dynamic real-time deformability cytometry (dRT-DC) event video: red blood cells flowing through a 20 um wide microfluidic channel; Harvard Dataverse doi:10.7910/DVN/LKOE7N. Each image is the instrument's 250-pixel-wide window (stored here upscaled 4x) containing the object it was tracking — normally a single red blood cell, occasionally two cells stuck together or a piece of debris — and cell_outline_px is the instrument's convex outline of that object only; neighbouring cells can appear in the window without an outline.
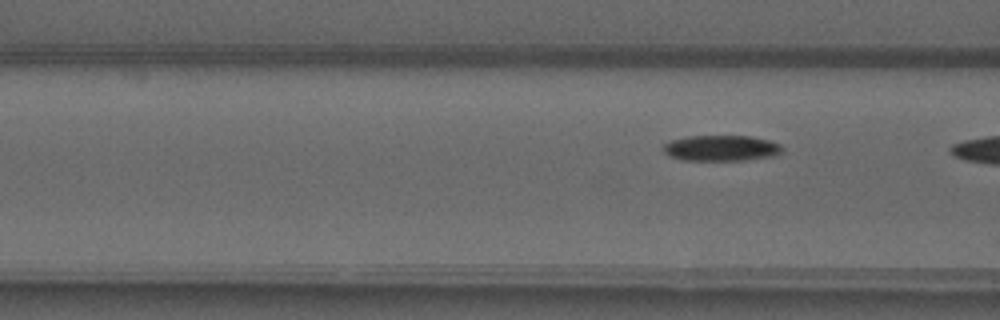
{"species": "common noctule bat (a hibernating species)", "species_latin": "Nyctalus noctula", "temperature_condition": "warm", "stored_images_in_passage": 5, "camera_frame_rate_fps": 3000, "um_per_image_px": 0.085, "animal": {"sex": "male", "forearm_length_mm": 52.5}, "frame": {"image": 1, "passage_image": 5, "time_ms": 4.667, "image_size_px": [1000, 320], "cell_outline_px": [[784, 148], [780, 152], [772, 156], [744, 160], [684, 160], [668, 156], [660, 148], [664, 144], [672, 140], [688, 136], [748, 136], [768, 140], [780, 144]], "centroid_in_image_um": [61.26, 12.59], "position_along_channel_um": 105.3, "area_um2": 17.8}}